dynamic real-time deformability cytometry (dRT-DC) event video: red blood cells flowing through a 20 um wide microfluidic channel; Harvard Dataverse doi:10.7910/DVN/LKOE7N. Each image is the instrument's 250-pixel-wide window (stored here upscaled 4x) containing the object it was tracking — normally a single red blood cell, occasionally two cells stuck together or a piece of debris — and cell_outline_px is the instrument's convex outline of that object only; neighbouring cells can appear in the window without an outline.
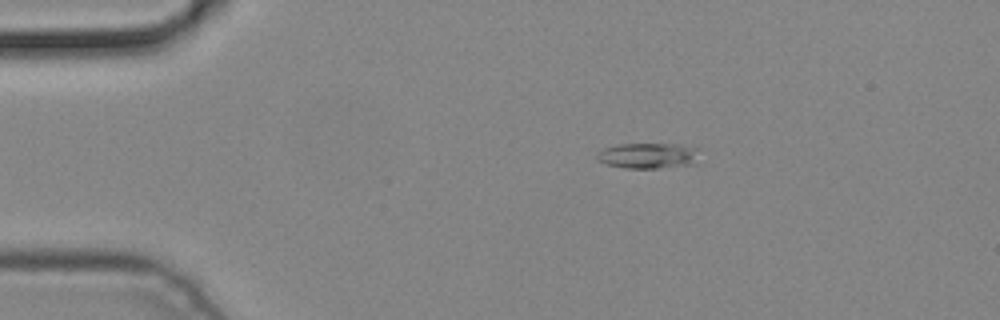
{"species": "common noctule bat (a hibernating species)", "species_latin": "Nyctalus noctula", "temperature_condition": "cold", "stored_images_in_passage": 5, "camera_frame_rate_fps": 3000, "um_per_image_px": 0.085, "animal": {"sex": "male", "body_mass_g": 19.2, "forearm_length_mm": 51.8}, "frame": {"image": 1, "passage_image": 2, "time_ms": 0.333, "image_size_px": [1000, 320], "cell_outline_px": [[700, 148], [696, 164], [656, 168], [624, 168], [604, 164], [596, 160], [596, 152], [604, 148], [616, 144], [676, 144]], "centroid_in_image_um": [55.07, 13.23], "position_along_channel_um": 29.9, "area_um2": 15.61}}
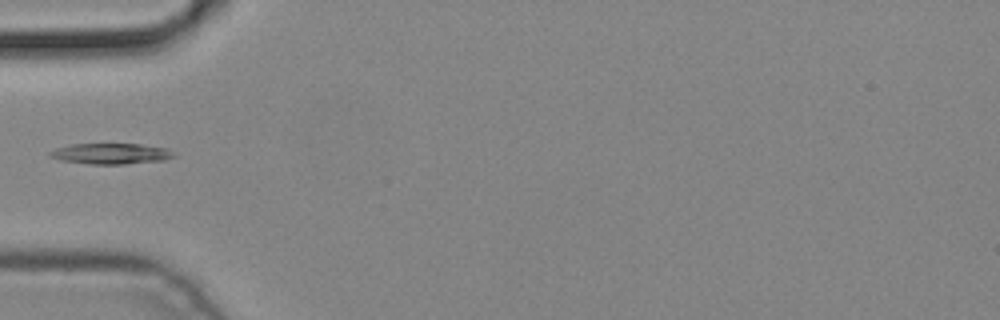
{"frame": {"image": 2, "passage_image": 4, "time_ms": 1.0, "image_size_px": [1000, 320], "cell_outline_px": [[176, 156], [164, 160], [124, 164], [88, 164], [60, 160], [48, 156], [48, 152], [56, 148], [72, 144], [140, 144], [168, 148], [176, 152]], "centroid_in_image_um": [9.45, 13.06], "position_along_channel_um": 75.5, "area_um2": 15.14}}
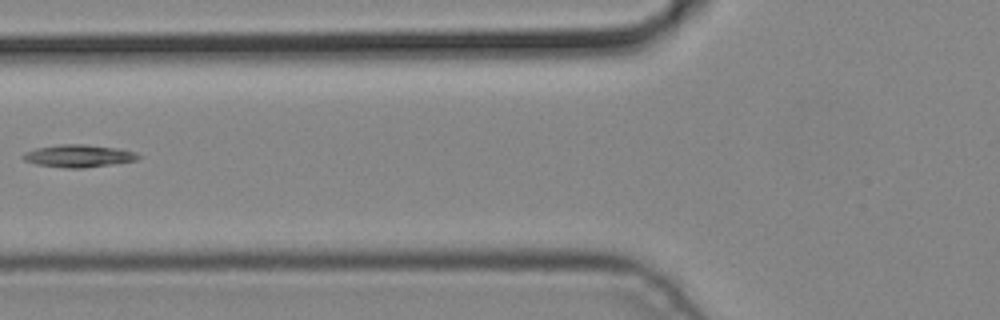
{"frame": {"image": 3, "passage_image": 5, "time_ms": 1.333, "image_size_px": [1000, 320], "cell_outline_px": [[140, 156], [136, 160], [112, 164], [84, 168], [64, 168], [36, 164], [24, 160], [20, 156], [24, 152], [36, 148], [60, 144], [84, 144], [120, 148], [136, 152]], "centroid_in_image_um": [6.66, 13.25], "position_along_channel_um": 119.1, "area_um2": 15.2}}